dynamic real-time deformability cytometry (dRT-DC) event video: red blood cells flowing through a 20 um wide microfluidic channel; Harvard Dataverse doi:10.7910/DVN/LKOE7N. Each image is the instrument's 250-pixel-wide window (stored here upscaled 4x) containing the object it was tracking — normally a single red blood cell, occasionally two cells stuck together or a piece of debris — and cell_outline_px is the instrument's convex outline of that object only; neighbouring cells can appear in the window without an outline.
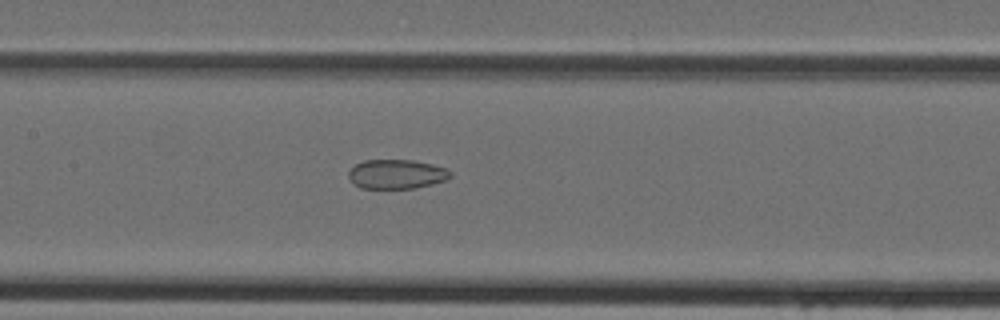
{"species": "Egyptian fruit bat (a non-hibernating species)", "species_latin": "Rousettus aegyptiacus", "temperature_condition": "cold", "stored_images_in_passage": 31, "camera_frame_rate_fps": 3000, "um_per_image_px": 0.085, "animal": {"sex": "female"}, "frame": {"image": 1, "passage_image": 8, "time_ms": 2.333, "image_size_px": [1000, 320], "cell_outline_px": [[452, 176], [444, 180], [432, 184], [416, 188], [360, 188], [348, 176], [348, 172], [356, 164], [364, 160], [412, 160], [432, 164], [444, 168], [452, 172]], "centroid_in_image_um": [33.72, 14.8], "position_along_channel_um": 173.7, "area_um2": 17.22}}
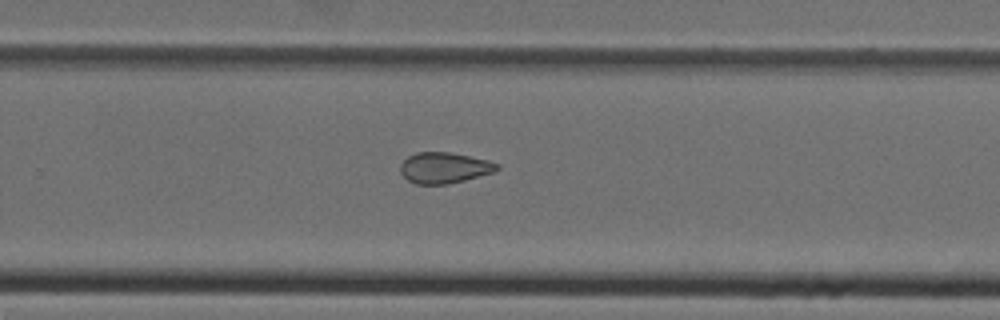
{"frame": {"image": 2, "passage_image": 16, "time_ms": 5.0, "image_size_px": [1000, 320], "cell_outline_px": [[500, 168], [496, 172], [448, 184], [416, 184], [408, 180], [400, 172], [400, 164], [408, 156], [416, 152], [452, 152], [488, 160], [500, 164]], "centroid_in_image_um": [37.79, 14.25], "position_along_channel_um": 292.0, "area_um2": 17.57}}
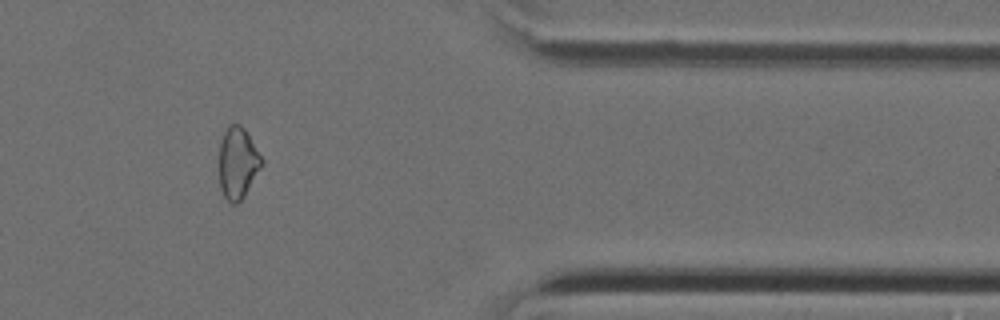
{"frame": {"image": 3, "passage_image": 24, "time_ms": 7.667, "image_size_px": [1000, 320], "cell_outline_px": [[264, 160], [260, 168], [244, 196], [236, 204], [232, 204], [224, 196], [220, 188], [220, 144], [224, 132], [228, 124], [240, 124], [244, 128]], "centroid_in_image_um": [20.21, 13.83], "position_along_channel_um": 391.2, "area_um2": 17.46}}